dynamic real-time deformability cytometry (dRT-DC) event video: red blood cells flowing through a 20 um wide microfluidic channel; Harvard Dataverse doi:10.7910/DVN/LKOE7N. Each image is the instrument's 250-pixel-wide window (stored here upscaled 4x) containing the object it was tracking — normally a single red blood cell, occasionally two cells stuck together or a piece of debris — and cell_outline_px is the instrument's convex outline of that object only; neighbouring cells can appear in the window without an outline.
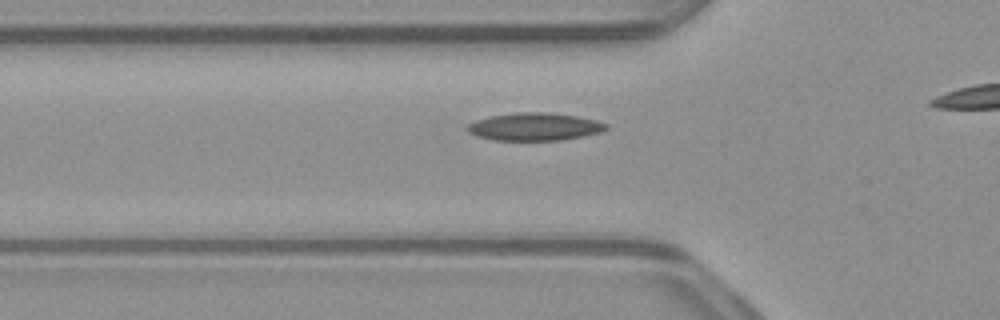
{"species": "common noctule bat (a hibernating species)", "species_latin": "Nyctalus noctula", "temperature_condition": "warm", "stored_images_in_passage": 7, "camera_frame_rate_fps": 3000, "um_per_image_px": 0.085, "animal": {"sex": "male", "body_mass_g": 23.1, "forearm_length_mm": 52.7}, "frame": {"image": 1, "passage_image": 2, "time_ms": 0.333, "image_size_px": [1000, 320], "cell_outline_px": [[608, 128], [600, 132], [584, 136], [560, 140], [492, 140], [476, 136], [468, 132], [464, 128], [468, 124], [476, 120], [492, 116], [516, 112], [548, 112], [576, 116], [596, 120], [608, 124]], "centroid_in_image_um": [45.42, 10.77], "position_along_channel_um": 80.4, "area_um2": 22.48}}
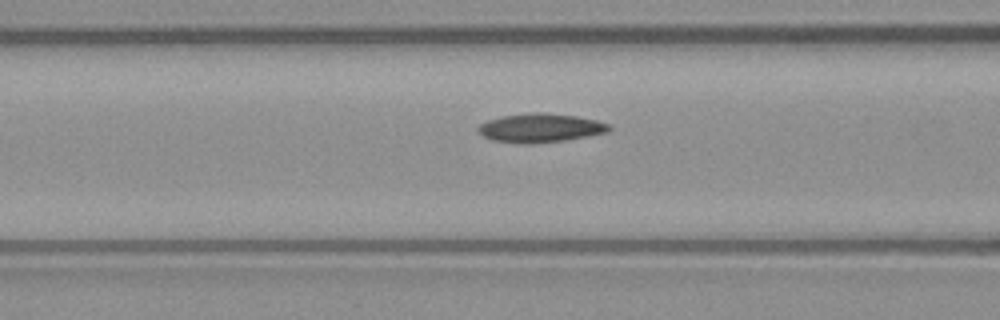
{"frame": {"image": 2, "passage_image": 5, "time_ms": 1.333, "image_size_px": [1000, 320], "cell_outline_px": [[612, 128], [608, 132], [588, 136], [564, 140], [532, 144], [524, 144], [492, 140], [484, 136], [476, 128], [480, 124], [488, 120], [500, 116], [528, 112], [540, 112], [576, 116], [596, 120], [608, 124]], "centroid_in_image_um": [45.91, 10.87], "position_along_channel_um": 120.7, "area_um2": 22.02}}